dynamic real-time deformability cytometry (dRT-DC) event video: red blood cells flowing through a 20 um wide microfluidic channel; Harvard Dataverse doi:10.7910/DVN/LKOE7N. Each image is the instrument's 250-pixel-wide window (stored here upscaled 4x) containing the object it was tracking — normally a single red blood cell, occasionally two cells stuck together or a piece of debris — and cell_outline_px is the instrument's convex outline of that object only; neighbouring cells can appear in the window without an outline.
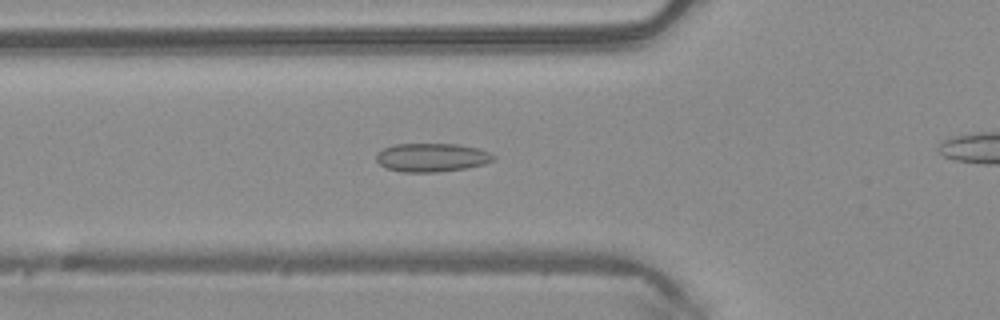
{"species": "common noctule bat (a hibernating species)", "species_latin": "Nyctalus noctula", "temperature_condition": "warm", "stored_images_in_passage": 42, "camera_frame_rate_fps": 3000, "um_per_image_px": 0.085, "animal": {"sex": "male", "body_mass_g": 20.4}, "frame": {"image": 1, "passage_image": 17, "time_ms": 5.333, "image_size_px": [1000, 320], "cell_outline_px": [[496, 156], [492, 160], [484, 164], [464, 168], [436, 172], [400, 172], [388, 168], [380, 164], [376, 160], [376, 152], [384, 148], [396, 144], [456, 144], [476, 148], [488, 152]], "centroid_in_image_um": [36.66, 13.38], "position_along_channel_um": 89.1, "area_um2": 19.31}}
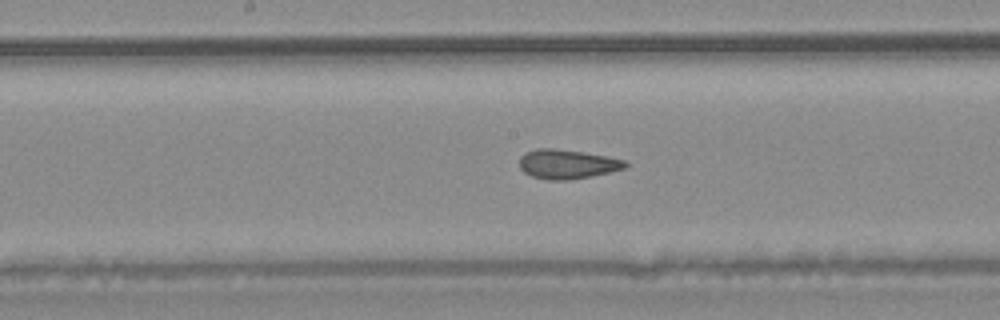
{"frame": {"image": 2, "passage_image": 25, "time_ms": 8.0, "image_size_px": [1000, 320], "cell_outline_px": [[628, 164], [624, 168], [592, 176], [568, 180], [548, 180], [532, 176], [524, 172], [520, 168], [520, 156], [536, 148], [552, 148], [580, 152], [604, 156], [624, 160]], "centroid_in_image_um": [48.17, 13.96], "position_along_channel_um": 200.0, "area_um2": 17.74}}
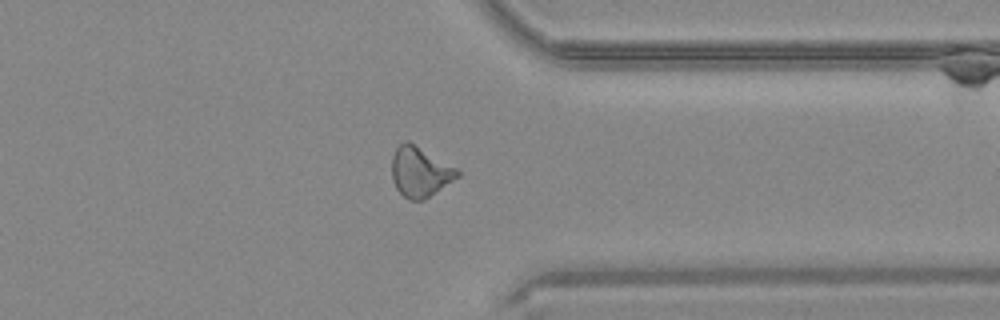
{"frame": {"image": 3, "passage_image": 38, "time_ms": 12.333, "image_size_px": [1000, 320], "cell_outline_px": [[460, 176], [424, 200], [408, 200], [396, 188], [392, 180], [392, 156], [396, 148], [404, 140], [408, 140], [456, 168], [460, 172]], "centroid_in_image_um": [35.68, 14.61], "position_along_channel_um": 375.7, "area_um2": 19.07}}